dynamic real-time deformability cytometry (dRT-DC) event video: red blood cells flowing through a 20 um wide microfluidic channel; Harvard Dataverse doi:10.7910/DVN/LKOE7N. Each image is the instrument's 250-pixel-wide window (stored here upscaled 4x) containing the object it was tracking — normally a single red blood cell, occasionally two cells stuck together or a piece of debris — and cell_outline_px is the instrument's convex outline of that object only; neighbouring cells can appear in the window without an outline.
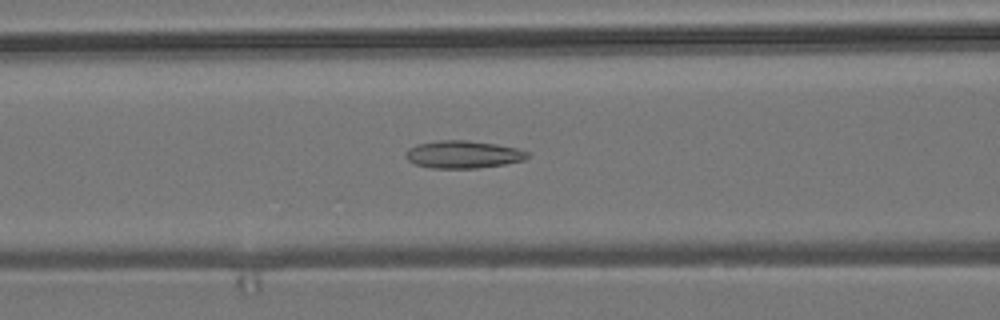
{"species": "common noctule bat (a hibernating species)", "species_latin": "Nyctalus noctula", "temperature_condition": "room temperature", "stored_images_in_passage": 56, "camera_frame_rate_fps": 3000, "um_per_image_px": 0.085, "animal": {"sex": "male", "body_mass_g": 19.2, "forearm_length_mm": 51.8}, "frame": {"image": 1, "passage_image": 23, "time_ms": 7.333, "image_size_px": [1000, 320], "cell_outline_px": [[528, 156], [524, 160], [504, 164], [476, 168], [432, 168], [416, 164], [408, 160], [404, 156], [404, 152], [408, 148], [416, 144], [440, 140], [468, 140], [496, 144], [516, 148], [528, 152]], "centroid_in_image_um": [39.32, 13.12], "position_along_channel_um": 127.3, "area_um2": 19.54}}
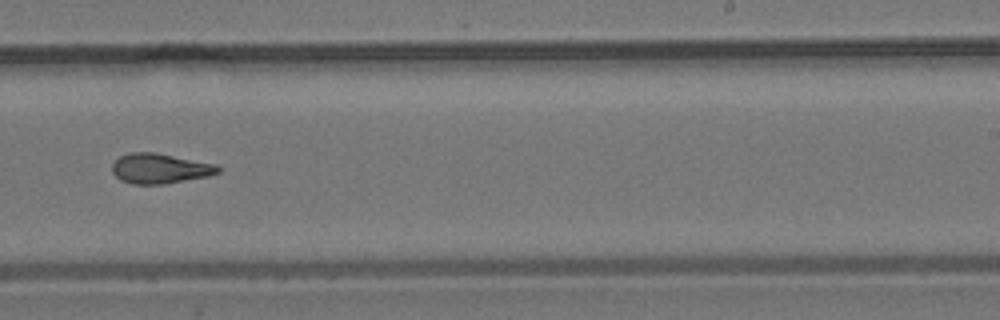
{"frame": {"image": 2, "passage_image": 35, "time_ms": 11.333, "image_size_px": [1000, 320], "cell_outline_px": [[220, 172], [208, 176], [164, 184], [132, 184], [120, 180], [112, 172], [112, 164], [120, 156], [128, 152], [156, 152], [216, 164], [220, 168]], "centroid_in_image_um": [13.58, 14.31], "position_along_channel_um": 275.4, "area_um2": 18.61}}
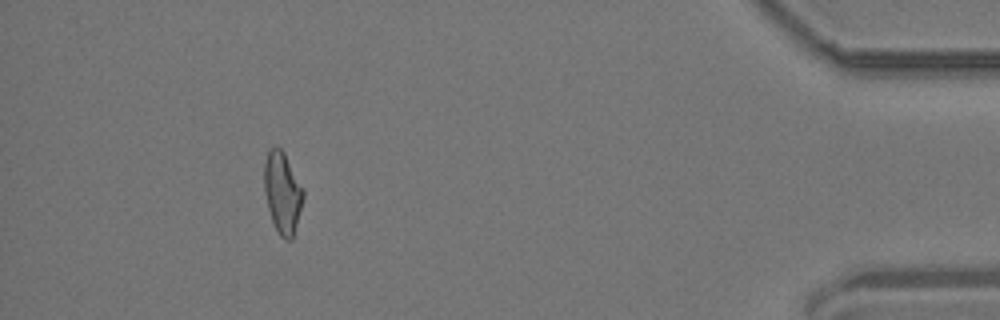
{"frame": {"image": 3, "passage_image": 51, "time_ms": 16.667, "image_size_px": [1000, 320], "cell_outline_px": [[304, 196], [292, 240], [284, 240], [280, 236], [272, 224], [264, 192], [264, 164], [268, 148], [276, 144], [284, 152], [304, 188]], "centroid_in_image_um": [24.0, 16.35], "position_along_channel_um": 411.2, "area_um2": 18.9}, "authors_computed_cell_mechanics": {"area_um2": 18.9006, "velocity_mm_per_s": 3.7144, "shape_relaxation_time_tau1_ms": null, "shape_relaxation_time_tau2_ms": 3.6911, "deformation_change_tau1": null, "deformation_change_tau2": 0.1334}}